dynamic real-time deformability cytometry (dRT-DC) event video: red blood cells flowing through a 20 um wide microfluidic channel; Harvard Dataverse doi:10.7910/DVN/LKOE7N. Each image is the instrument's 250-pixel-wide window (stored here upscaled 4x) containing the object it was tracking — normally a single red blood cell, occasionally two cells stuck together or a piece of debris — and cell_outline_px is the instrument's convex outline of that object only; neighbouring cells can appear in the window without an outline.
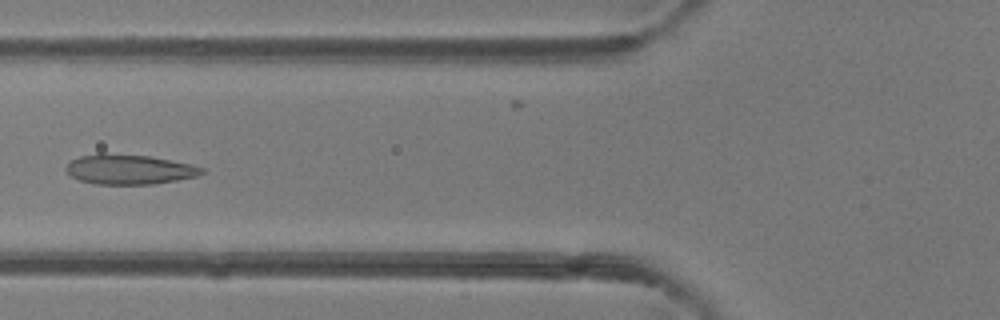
{"species": "common noctule bat (a hibernating species)", "species_latin": "Nyctalus noctula", "temperature_condition": "room temperature", "stored_images_in_passage": 49, "segment_of_instrument_passage": [1, 2], "camera_frame_rate_fps": 3000, "um_per_image_px": 0.085, "animal": {"sex": "female"}, "frame": {"image": 1, "passage_image": 19, "time_ms": 6.0, "image_size_px": [1000, 320], "cell_outline_px": [[204, 172], [196, 176], [176, 180], [152, 184], [96, 184], [80, 180], [72, 176], [64, 168], [72, 160], [80, 156], [100, 152], [104, 152], [148, 156], [192, 164], [204, 168]], "centroid_in_image_um": [10.97, 14.38], "position_along_channel_um": 114.8, "area_um2": 23.58}}
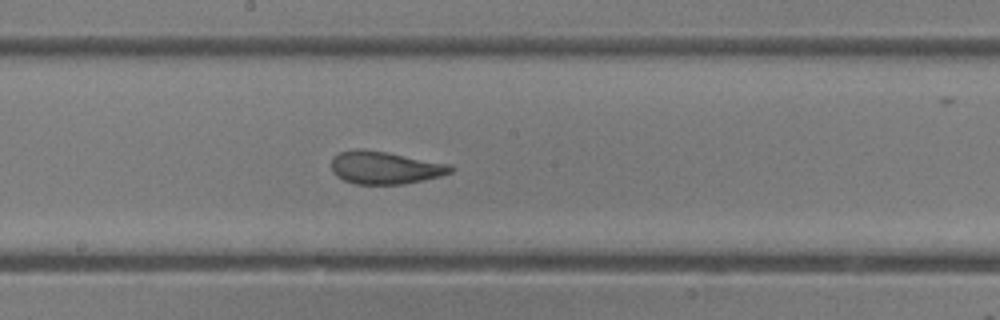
{"frame": {"image": 2, "passage_image": 26, "time_ms": 8.333, "image_size_px": [1000, 320], "cell_outline_px": [[456, 168], [452, 172], [440, 176], [404, 184], [356, 184], [344, 180], [336, 176], [332, 172], [332, 156], [340, 152], [356, 148], [364, 148], [388, 152], [452, 164]], "centroid_in_image_um": [32.73, 14.23], "position_along_channel_um": 215.5, "area_um2": 23.06}}
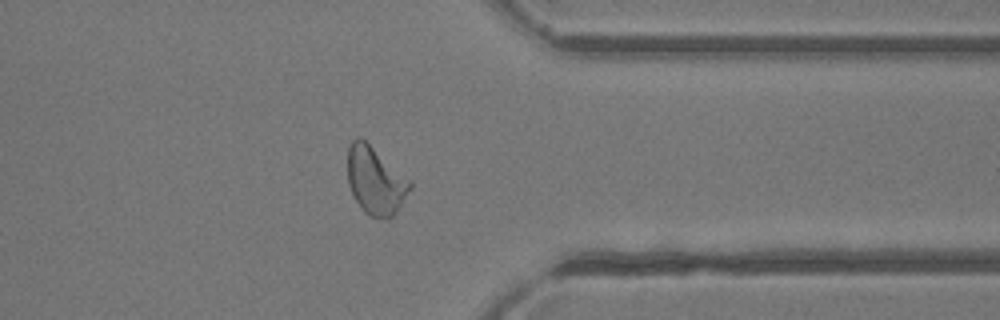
{"frame": {"image": 3, "passage_image": 38, "time_ms": 12.333, "image_size_px": [1000, 320], "cell_outline_px": [[412, 188], [396, 212], [388, 220], [372, 216], [364, 212], [356, 200], [348, 184], [348, 148], [352, 140], [356, 136], [360, 136], [412, 180]], "centroid_in_image_um": [31.93, 15.34], "position_along_channel_um": 379.5, "area_um2": 24.74}}